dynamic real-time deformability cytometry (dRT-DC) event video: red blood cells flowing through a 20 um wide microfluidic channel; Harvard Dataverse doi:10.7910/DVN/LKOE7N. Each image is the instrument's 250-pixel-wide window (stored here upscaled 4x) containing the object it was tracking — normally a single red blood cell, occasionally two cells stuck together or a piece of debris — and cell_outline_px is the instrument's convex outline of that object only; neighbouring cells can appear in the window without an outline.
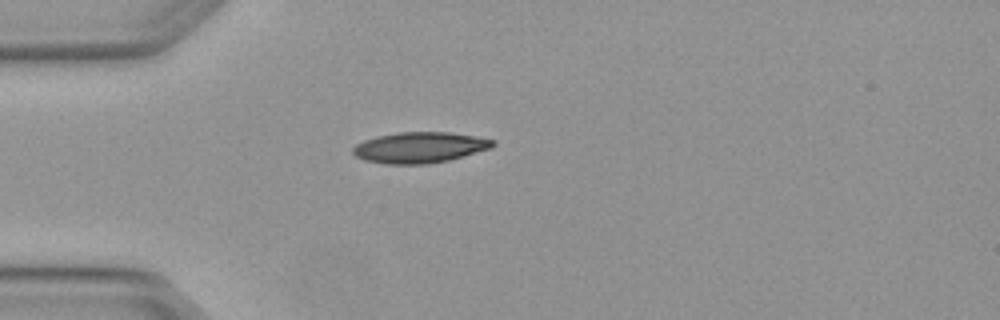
{"species": "Egyptian fruit bat (a non-hibernating species)", "species_latin": "Rousettus aegyptiacus", "temperature_condition": "warm", "stored_images_in_passage": 2, "camera_frame_rate_fps": 3000, "um_per_image_px": 0.085, "animal": {"sex": "female"}, "frame": {"image": 1, "passage_image": 1, "time_ms": 0.0, "image_size_px": [1000, 320], "cell_outline_px": [[496, 144], [492, 148], [464, 156], [448, 160], [428, 164], [388, 164], [364, 160], [356, 156], [352, 152], [352, 148], [356, 144], [364, 140], [376, 136], [396, 132], [448, 132], [496, 140]], "centroid_in_image_um": [35.67, 12.53], "position_along_channel_um": 49.3, "area_um2": 25.2}}